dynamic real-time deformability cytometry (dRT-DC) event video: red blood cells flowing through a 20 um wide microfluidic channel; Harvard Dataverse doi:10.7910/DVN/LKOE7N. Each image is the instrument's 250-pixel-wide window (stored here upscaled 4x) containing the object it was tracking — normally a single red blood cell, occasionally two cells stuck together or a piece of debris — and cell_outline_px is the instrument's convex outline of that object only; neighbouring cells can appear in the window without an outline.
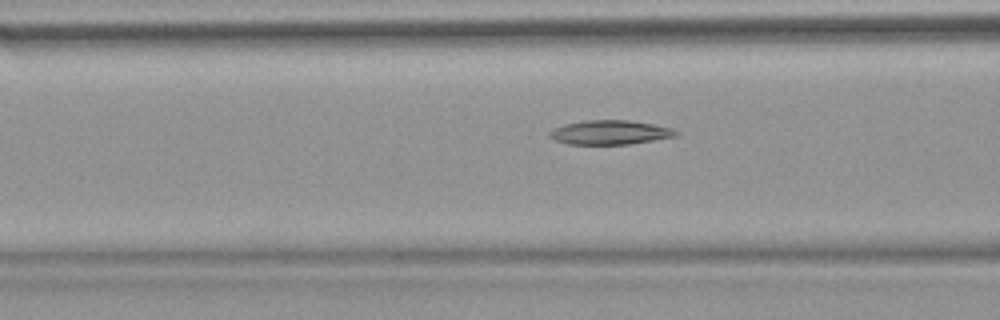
{"species": "common noctule bat (a hibernating species)", "species_latin": "Nyctalus noctula", "temperature_condition": "warm", "stored_images_in_passage": 53, "camera_frame_rate_fps": 3000, "um_per_image_px": 0.085, "animal": {"sex": "female", "body_mass_g": 18.4}, "frame": {"image": 1, "passage_image": 21, "time_ms": 6.667, "image_size_px": [1000, 320], "cell_outline_px": [[680, 132], [676, 136], [628, 144], [568, 144], [556, 140], [548, 136], [548, 132], [552, 128], [564, 124], [584, 120], [628, 120], [656, 124], [672, 128]], "centroid_in_image_um": [51.83, 11.24], "position_along_channel_um": 114.8, "area_um2": 17.92}}
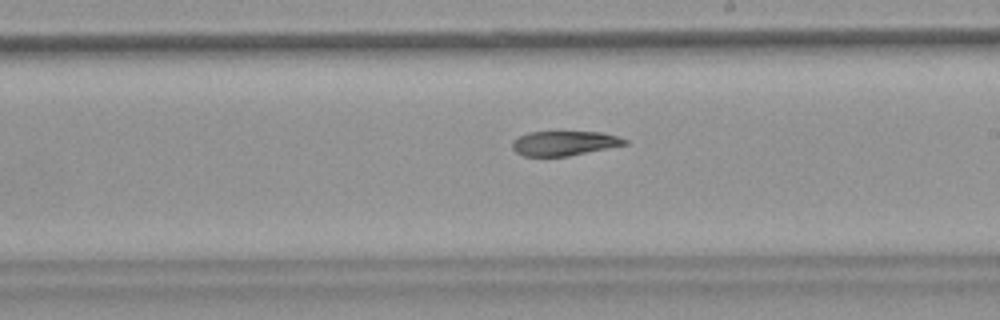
{"frame": {"image": 2, "passage_image": 31, "time_ms": 10.0, "image_size_px": [1000, 320], "cell_outline_px": [[628, 144], [568, 156], [524, 156], [516, 152], [512, 148], [512, 140], [516, 136], [528, 132], [604, 132], [628, 140]], "centroid_in_image_um": [47.93, 12.17], "position_along_channel_um": 241.1, "area_um2": 16.18}}
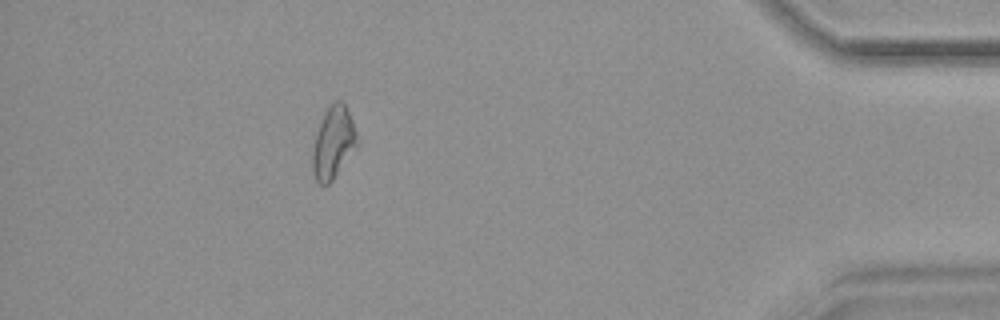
{"frame": {"image": 3, "passage_image": 48, "time_ms": 15.667, "image_size_px": [1000, 320], "cell_outline_px": [[360, 144], [332, 180], [328, 184], [320, 184], [316, 180], [312, 168], [312, 148], [316, 132], [324, 112], [332, 100], [344, 100], [352, 120]], "centroid_in_image_um": [28.34, 12.08], "position_along_channel_um": 406.9, "area_um2": 19.07}}